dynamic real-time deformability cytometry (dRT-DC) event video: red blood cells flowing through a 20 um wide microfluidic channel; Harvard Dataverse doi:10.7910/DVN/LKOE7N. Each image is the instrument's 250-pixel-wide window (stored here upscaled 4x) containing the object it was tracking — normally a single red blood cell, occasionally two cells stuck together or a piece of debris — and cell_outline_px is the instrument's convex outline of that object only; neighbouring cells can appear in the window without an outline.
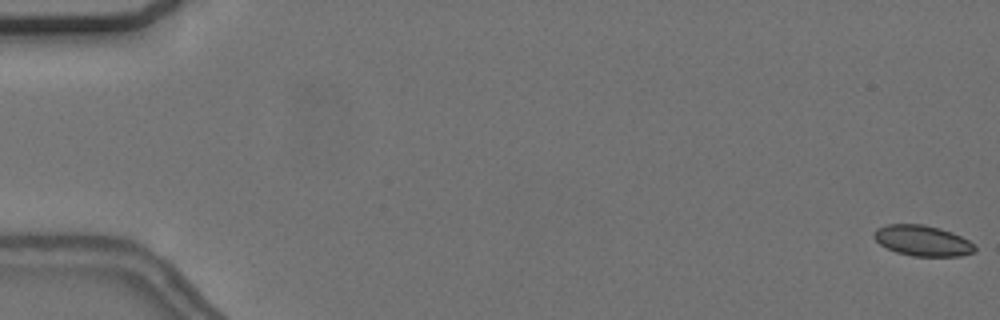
{"species": "common noctule bat (a hibernating species)", "species_latin": "Nyctalus noctula", "temperature_condition": "cold", "stored_images_in_passage": 38, "camera_frame_rate_fps": 3000, "um_per_image_px": 0.085, "animal": {"sex": "female", "body_mass_g": 24.6, "forearm_length_mm": 56.2}, "frame": {"image": 1, "passage_image": 1, "time_ms": 0.0, "image_size_px": [1000, 320], "cell_outline_px": [[976, 252], [960, 256], [912, 256], [896, 252], [880, 244], [872, 236], [876, 228], [888, 224], [924, 224], [940, 228], [952, 232], [976, 244]], "centroid_in_image_um": [78.43, 20.45], "position_along_channel_um": 6.6, "area_um2": 18.15}}
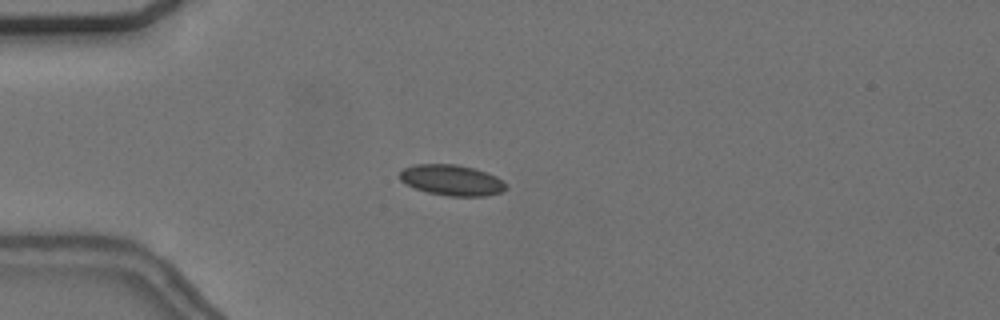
{"frame": {"image": 2, "passage_image": 16, "time_ms": 5.0, "image_size_px": [1000, 320], "cell_outline_px": [[508, 188], [500, 192], [488, 196], [448, 196], [428, 192], [404, 184], [400, 180], [400, 172], [404, 168], [416, 164], [456, 164], [476, 168], [488, 172], [496, 176]], "centroid_in_image_um": [38.4, 15.31], "position_along_channel_um": 46.6, "area_um2": 19.07}}
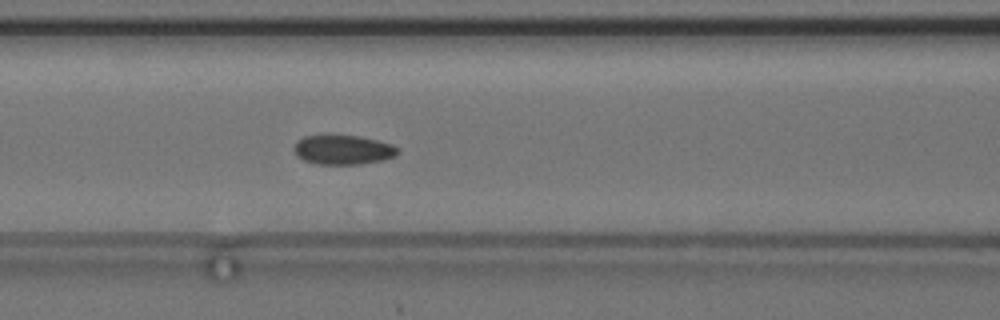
{"frame": {"image": 3, "passage_image": 25, "time_ms": 8.0, "image_size_px": [1000, 320], "cell_outline_px": [[400, 152], [396, 156], [384, 160], [360, 164], [316, 164], [304, 160], [296, 156], [292, 148], [296, 140], [304, 136], [328, 132], [360, 136], [392, 144], [400, 148]], "centroid_in_image_um": [29.12, 12.68], "position_along_channel_um": 137.5, "area_um2": 18.79}}